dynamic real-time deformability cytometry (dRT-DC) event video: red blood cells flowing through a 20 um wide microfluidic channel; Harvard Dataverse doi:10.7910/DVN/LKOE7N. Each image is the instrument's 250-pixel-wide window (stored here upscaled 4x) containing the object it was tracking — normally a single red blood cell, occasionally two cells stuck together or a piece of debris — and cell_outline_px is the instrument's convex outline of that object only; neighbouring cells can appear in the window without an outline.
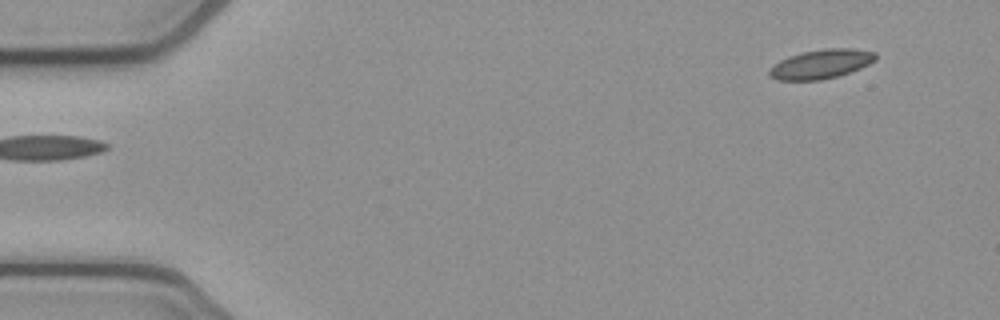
{"species": "common noctule bat (a hibernating species)", "species_latin": "Nyctalus noctula", "temperature_condition": "cold", "stored_images_in_passage": 12, "camera_frame_rate_fps": 3000, "um_per_image_px": 0.085, "animal": {"sex": "female", "body_mass_g": 21.9}, "frame": {"image": 1, "passage_image": 1, "time_ms": 0.0, "image_size_px": [1000, 320], "cell_outline_px": [[876, 60], [860, 68], [836, 76], [820, 80], [776, 80], [768, 76], [768, 68], [780, 60], [788, 56], [804, 52], [824, 48], [852, 48], [876, 52]], "centroid_in_image_um": [69.75, 5.44], "position_along_channel_um": 15.3, "area_um2": 18.09}}
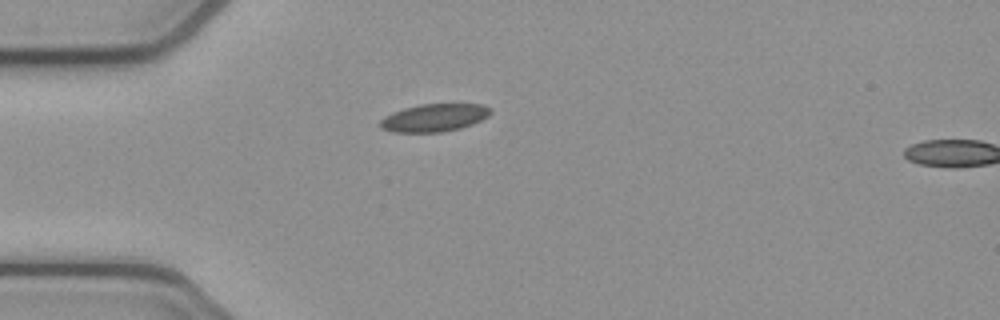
{"frame": {"image": 2, "passage_image": 11, "time_ms": 3.333, "image_size_px": [1000, 320], "cell_outline_px": [[492, 112], [488, 116], [472, 124], [460, 128], [440, 132], [392, 132], [380, 128], [380, 120], [384, 116], [392, 112], [404, 108], [420, 104], [484, 104], [492, 108]], "centroid_in_image_um": [36.91, 10.0], "position_along_channel_um": 48.1, "area_um2": 17.92}}